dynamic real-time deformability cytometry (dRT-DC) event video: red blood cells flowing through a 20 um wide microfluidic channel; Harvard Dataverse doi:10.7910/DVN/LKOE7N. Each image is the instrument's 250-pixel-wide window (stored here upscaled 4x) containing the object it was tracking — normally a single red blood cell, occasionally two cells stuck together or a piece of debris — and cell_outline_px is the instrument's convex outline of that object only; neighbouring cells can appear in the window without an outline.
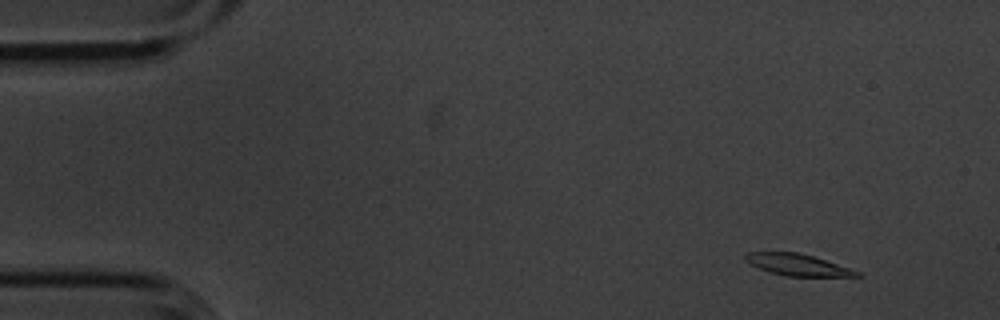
{"species": "common noctule bat (a hibernating species)", "species_latin": "Nyctalus noctula", "temperature_condition": "cold", "stored_images_in_passage": 5, "camera_frame_rate_fps": 3000, "um_per_image_px": 0.085, "animal": {"sex": "male", "body_mass_g": 20.1, "forearm_length_mm": 53.5}, "frame": {"image": 1, "passage_image": 1, "time_ms": 0.0, "image_size_px": [1000, 320], "cell_outline_px": [[864, 276], [784, 276], [768, 272], [744, 260], [744, 256], [748, 252], [796, 252], [812, 256], [860, 272]], "centroid_in_image_um": [67.75, 22.51], "position_along_channel_um": 17.2, "area_um2": 13.76}}